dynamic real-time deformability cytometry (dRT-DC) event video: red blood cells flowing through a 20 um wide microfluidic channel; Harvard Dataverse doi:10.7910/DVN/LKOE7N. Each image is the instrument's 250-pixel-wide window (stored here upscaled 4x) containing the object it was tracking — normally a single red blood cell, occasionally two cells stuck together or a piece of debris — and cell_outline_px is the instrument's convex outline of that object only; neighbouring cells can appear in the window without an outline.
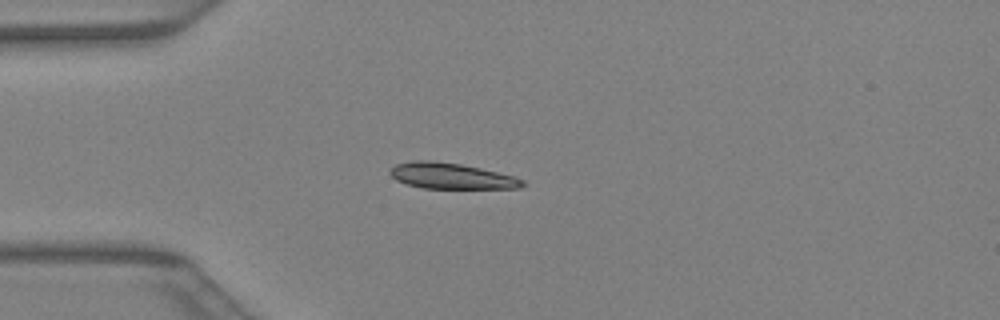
{"species": "Egyptian fruit bat (a non-hibernating species)", "species_latin": "Rousettus aegyptiacus", "temperature_condition": "warm", "stored_images_in_passage": 38, "camera_frame_rate_fps": 3000, "um_per_image_px": 0.085, "animal": {"sex": "female"}, "frame": {"image": 1, "passage_image": 8, "time_ms": 2.333, "image_size_px": [1000, 320], "cell_outline_px": [[528, 184], [520, 188], [424, 188], [408, 184], [396, 180], [388, 172], [396, 164], [416, 160], [432, 160], [460, 164], [480, 168], [512, 176], [524, 180]], "centroid_in_image_um": [38.37, 14.96], "position_along_channel_um": 46.6, "area_um2": 19.77}}
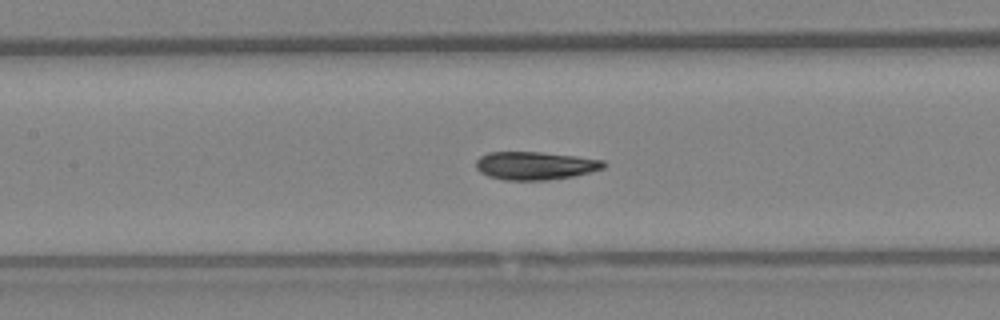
{"frame": {"image": 2, "passage_image": 16, "time_ms": 5.0, "image_size_px": [1000, 320], "cell_outline_px": [[608, 164], [604, 168], [572, 176], [548, 180], [504, 180], [488, 176], [480, 172], [476, 168], [476, 160], [480, 156], [488, 152], [540, 152], [576, 156], [604, 160]], "centroid_in_image_um": [45.48, 14.07], "position_along_channel_um": 161.9, "area_um2": 20.92}}
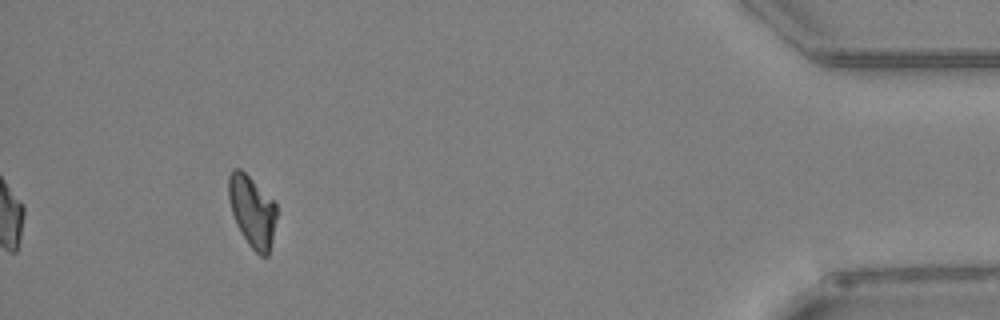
{"frame": {"image": 3, "passage_image": 35, "time_ms": 11.333, "image_size_px": [1000, 320], "cell_outline_px": [[276, 216], [272, 240], [268, 256], [260, 256], [248, 244], [240, 232], [236, 224], [232, 212], [228, 196], [228, 176], [232, 168], [240, 168], [276, 200]], "centroid_in_image_um": [21.44, 17.92], "position_along_channel_um": 413.8, "area_um2": 20.23}}